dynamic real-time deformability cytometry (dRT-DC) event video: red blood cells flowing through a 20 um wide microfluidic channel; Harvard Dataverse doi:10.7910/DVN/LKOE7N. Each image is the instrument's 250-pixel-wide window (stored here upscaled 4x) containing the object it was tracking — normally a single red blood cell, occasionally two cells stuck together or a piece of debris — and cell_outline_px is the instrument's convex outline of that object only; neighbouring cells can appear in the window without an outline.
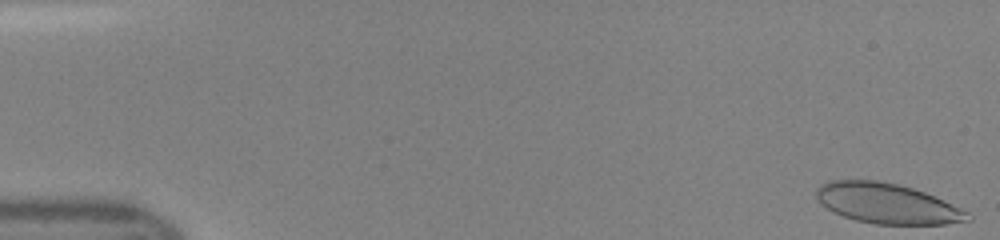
{"species": "human", "species_latin": "Homo sapiens", "temperature_condition": "room temperature", "stored_images_in_passage": 39, "camera_frame_rate_fps": 3000, "um_per_image_px": 0.085, "donor": {"sex": "female"}, "frame": {"image": 1, "passage_image": 1, "time_ms": 0.0, "image_size_px": [1000, 240], "cell_outline_px": [[972, 220], [944, 224], [876, 224], [856, 220], [844, 216], [820, 204], [816, 200], [816, 188], [828, 180], [876, 180], [896, 184], [912, 188], [924, 192], [960, 208], [968, 212], [972, 216]], "centroid_in_image_um": [75.38, 17.29], "position_along_channel_um": 9.6, "area_um2": 35.2}}
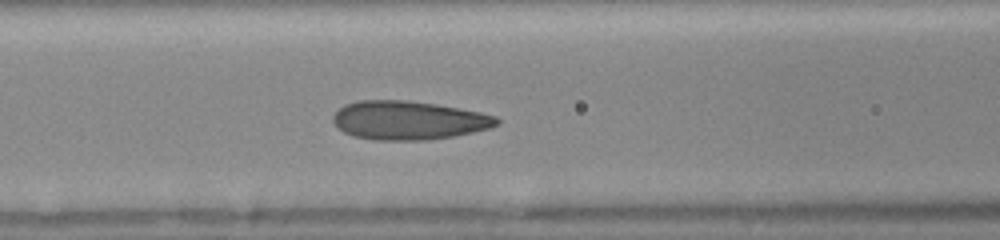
{"frame": {"image": 2, "passage_image": 20, "time_ms": 6.333, "image_size_px": [1000, 240], "cell_outline_px": [[500, 124], [488, 128], [472, 132], [452, 136], [428, 140], [376, 140], [352, 136], [344, 132], [332, 120], [332, 116], [344, 104], [360, 100], [404, 100], [436, 104], [480, 112], [496, 116], [500, 120]], "centroid_in_image_um": [34.72, 10.22], "position_along_channel_um": 131.9, "area_um2": 36.82}}
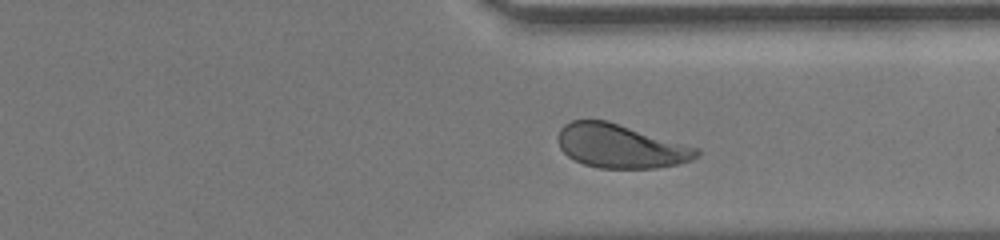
{"frame": {"image": 3, "passage_image": 36, "time_ms": 11.667, "image_size_px": [1000, 240], "cell_outline_px": [[700, 156], [692, 160], [676, 164], [656, 168], [600, 168], [584, 164], [568, 156], [560, 148], [556, 140], [556, 136], [560, 128], [564, 124], [572, 120], [608, 120], [700, 148]], "centroid_in_image_um": [52.75, 12.41], "position_along_channel_um": 358.7, "area_um2": 35.66}}